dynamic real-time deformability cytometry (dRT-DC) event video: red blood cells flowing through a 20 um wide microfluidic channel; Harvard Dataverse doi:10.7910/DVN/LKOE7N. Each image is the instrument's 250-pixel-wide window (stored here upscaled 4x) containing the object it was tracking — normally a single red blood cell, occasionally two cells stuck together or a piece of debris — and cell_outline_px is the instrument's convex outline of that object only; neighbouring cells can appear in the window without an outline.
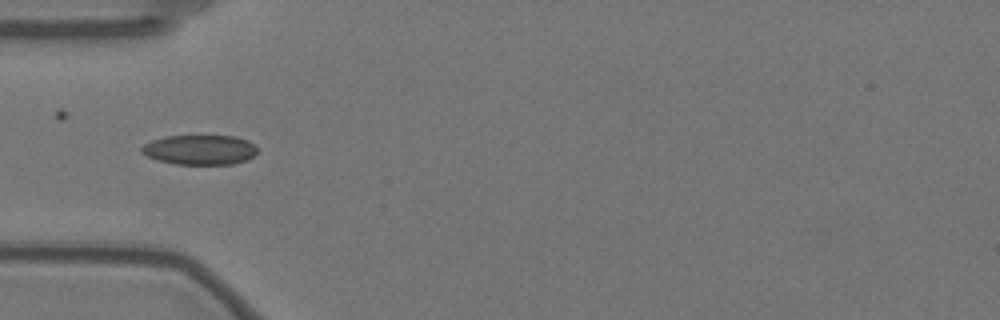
{"species": "Egyptian fruit bat (a non-hibernating species)", "species_latin": "Rousettus aegyptiacus", "temperature_condition": "warm", "stored_images_in_passage": 15, "camera_frame_rate_fps": 3000, "um_per_image_px": 0.085, "animal": {"sex": "female"}, "frame": {"image": 1, "passage_image": 7, "time_ms": 2.0, "image_size_px": [1000, 320], "cell_outline_px": [[256, 152], [248, 160], [232, 164], [176, 164], [160, 160], [148, 156], [140, 152], [140, 148], [144, 144], [152, 140], [168, 136], [236, 136], [248, 140], [256, 148]], "centroid_in_image_um": [16.99, 12.73], "position_along_channel_um": 68.0, "area_um2": 19.94}}
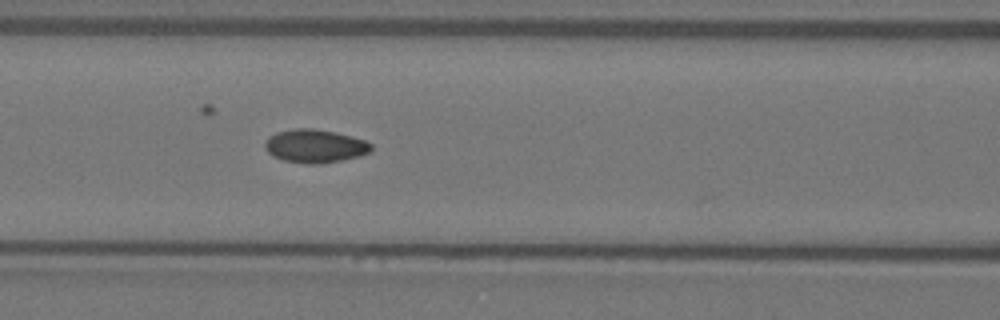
{"frame": {"image": 2, "passage_image": 13, "time_ms": 4.0, "image_size_px": [1000, 320], "cell_outline_px": [[372, 148], [368, 152], [360, 156], [344, 160], [316, 164], [304, 164], [284, 160], [272, 156], [264, 148], [264, 144], [268, 136], [276, 132], [296, 128], [312, 128], [336, 132], [352, 136], [364, 140], [372, 144]], "centroid_in_image_um": [26.75, 12.41], "position_along_channel_um": 139.8, "area_um2": 20.81}}